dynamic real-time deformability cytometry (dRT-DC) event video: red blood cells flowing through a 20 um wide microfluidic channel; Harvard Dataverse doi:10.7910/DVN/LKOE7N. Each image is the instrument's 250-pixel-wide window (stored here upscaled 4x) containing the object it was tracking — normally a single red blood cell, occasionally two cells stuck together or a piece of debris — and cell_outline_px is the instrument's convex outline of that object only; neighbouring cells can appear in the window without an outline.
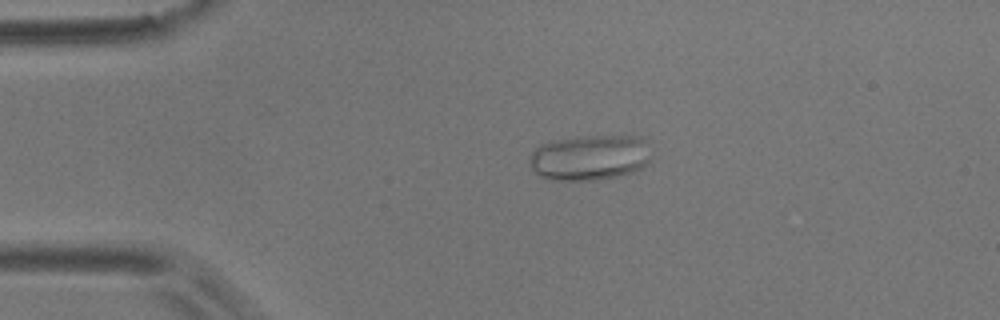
{"species": "common noctule bat (a hibernating species)", "species_latin": "Nyctalus noctula", "temperature_condition": "room temperature", "stored_images_in_passage": 3, "camera_frame_rate_fps": 3000, "um_per_image_px": 0.085, "animal": {"sex": "male", "body_mass_g": 17.9}, "frame": {"image": 1, "passage_image": 2, "time_ms": 0.333, "image_size_px": [1000, 320], "cell_outline_px": [[648, 164], [632, 172], [616, 176], [596, 180], [552, 180], [540, 176], [532, 168], [532, 152], [540, 144], [556, 140], [580, 136], [640, 136], [644, 140], [648, 160]], "centroid_in_image_um": [50.11, 13.39], "position_along_channel_um": 34.9, "area_um2": 31.67}}